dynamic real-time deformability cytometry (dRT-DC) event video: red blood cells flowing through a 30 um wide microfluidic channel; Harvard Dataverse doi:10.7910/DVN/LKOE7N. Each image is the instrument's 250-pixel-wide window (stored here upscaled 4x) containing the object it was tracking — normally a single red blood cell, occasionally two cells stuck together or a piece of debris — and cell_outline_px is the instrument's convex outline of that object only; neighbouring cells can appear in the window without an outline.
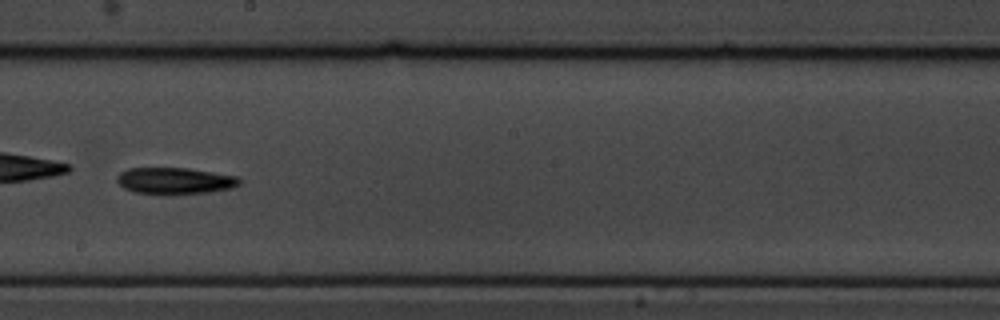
{"species": "common noctule bat (a hibernating species)", "species_latin": "Nyctalus noctula", "temperature_condition": "cold", "stored_images_in_passage": 53, "camera_frame_rate_fps": 3000, "um_per_image_px": 0.085, "animal": {"sex": "male", "body_mass_g": 19.5, "forearm_length_mm": 54.6}, "frame": {"image": 1, "passage_image": 31, "time_ms": 10.0, "image_size_px": [1000, 320], "cell_outline_px": [[240, 184], [232, 188], [208, 192], [136, 192], [124, 188], [116, 180], [116, 176], [120, 172], [128, 168], [188, 168], [240, 176]], "centroid_in_image_um": [14.9, 15.32], "position_along_channel_um": 233.3, "area_um2": 18.38}, "authors_computed_cell_mechanics": {"area_um2": 18.4382, "velocity_mm_per_s": 3.6601, "shape_relaxation_time_tau1_ms": 7.7734, "shape_relaxation_time_tau2_ms": null, "deformation_change_tau1": 0.221, "deformation_change_tau2": null}}